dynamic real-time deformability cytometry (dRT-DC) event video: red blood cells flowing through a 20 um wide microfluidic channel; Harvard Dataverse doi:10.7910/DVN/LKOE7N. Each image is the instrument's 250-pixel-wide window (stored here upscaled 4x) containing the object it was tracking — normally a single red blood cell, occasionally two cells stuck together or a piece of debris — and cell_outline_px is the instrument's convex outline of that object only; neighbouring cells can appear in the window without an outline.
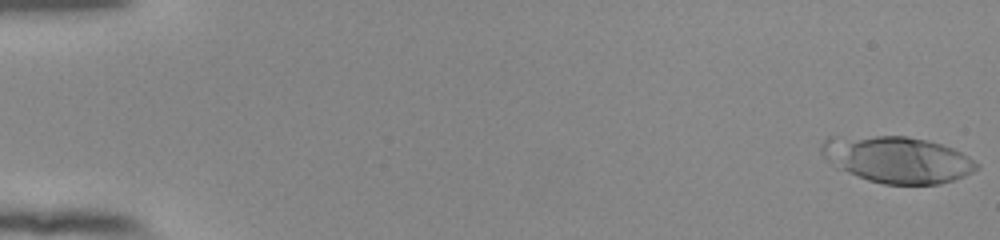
{"species": "human", "species_latin": "Homo sapiens", "temperature_condition": "room temperature", "stored_images_in_passage": 53, "camera_frame_rate_fps": 3000, "um_per_image_px": 0.085, "donor": {"sex": "female"}, "frame": {"image": 1, "passage_image": 1, "time_ms": 0.0, "image_size_px": [1000, 240], "cell_outline_px": [[980, 168], [964, 176], [940, 184], [884, 184], [868, 180], [836, 168], [820, 152], [820, 144], [828, 136], [908, 136], [928, 140], [952, 148], [968, 156], [980, 164]], "centroid_in_image_um": [76.25, 13.55], "position_along_channel_um": 8.8, "area_um2": 42.25}}
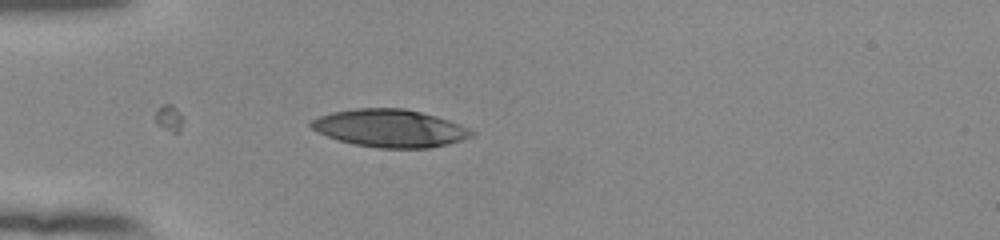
{"frame": {"image": 2, "passage_image": 17, "time_ms": 5.333, "image_size_px": [1000, 240], "cell_outline_px": [[476, 132], [472, 136], [448, 144], [428, 148], [380, 148], [352, 144], [336, 140], [312, 128], [308, 124], [312, 120], [320, 116], [332, 112], [356, 108], [404, 108], [436, 116], [460, 124]], "centroid_in_image_um": [33.14, 10.9], "position_along_channel_um": 51.9, "area_um2": 35.14}}
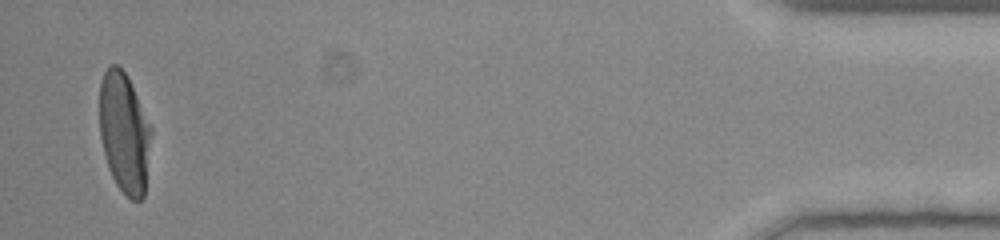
{"frame": {"image": 3, "passage_image": 53, "time_ms": 17.333, "image_size_px": [1000, 240], "cell_outline_px": [[152, 132], [144, 196], [140, 200], [132, 200], [116, 184], [108, 168], [104, 156], [100, 136], [100, 80], [104, 72], [112, 64], [116, 64], [128, 76], [152, 128]], "centroid_in_image_um": [10.57, 11.27], "position_along_channel_um": 424.6, "area_um2": 36.3}}